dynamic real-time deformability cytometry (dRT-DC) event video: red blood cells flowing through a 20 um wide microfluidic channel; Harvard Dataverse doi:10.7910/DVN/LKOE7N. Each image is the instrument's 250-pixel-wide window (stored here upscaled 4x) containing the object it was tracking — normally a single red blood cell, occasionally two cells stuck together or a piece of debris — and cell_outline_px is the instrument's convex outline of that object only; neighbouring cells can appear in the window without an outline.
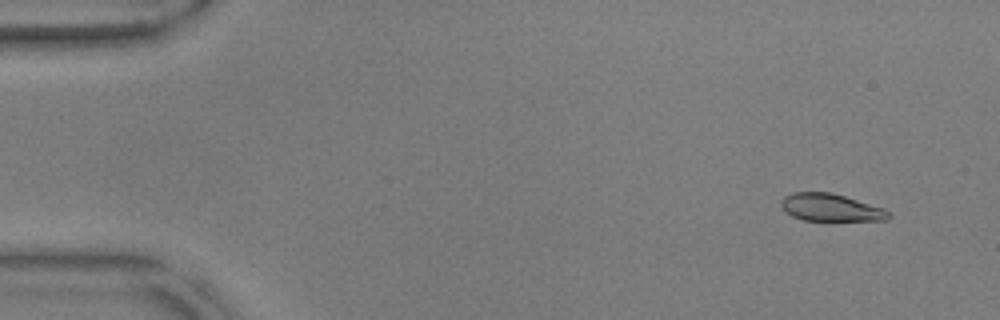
{"species": "common noctule bat (a hibernating species)", "species_latin": "Nyctalus noctula", "temperature_condition": "warm", "stored_images_in_passage": 58, "segment_of_instrument_passage": [1, 2], "camera_frame_rate_fps": 3000, "um_per_image_px": 0.085, "animal": {"sex": "male", "body_mass_g": 17.9, "forearm_length_mm": 54.2}, "frame": {"image": 1, "passage_image": 5, "time_ms": 1.333, "image_size_px": [1000, 320], "cell_outline_px": [[892, 216], [888, 220], [804, 220], [792, 216], [780, 204], [780, 200], [784, 196], [792, 192], [832, 192], [884, 208]], "centroid_in_image_um": [70.62, 17.63], "position_along_channel_um": 14.4, "area_um2": 17.11}}
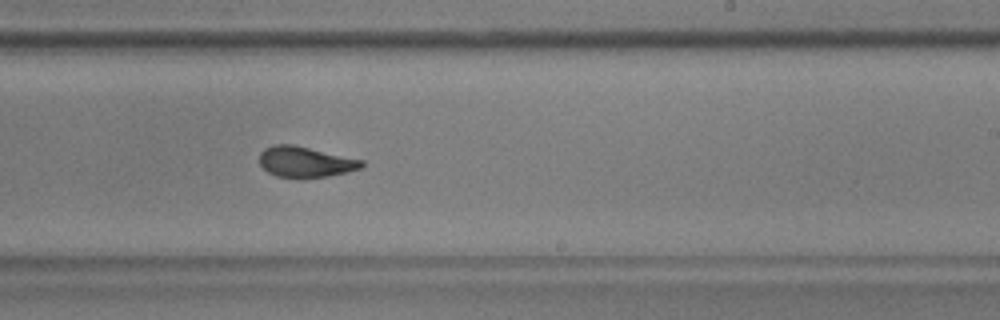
{"frame": {"image": 2, "passage_image": 35, "time_ms": 11.333, "image_size_px": [1000, 320], "cell_outline_px": [[364, 164], [360, 168], [348, 172], [328, 176], [276, 176], [268, 172], [260, 164], [260, 152], [264, 148], [276, 144], [292, 144], [364, 160]], "centroid_in_image_um": [25.96, 13.73], "position_along_channel_um": 263.0, "area_um2": 17.86}}
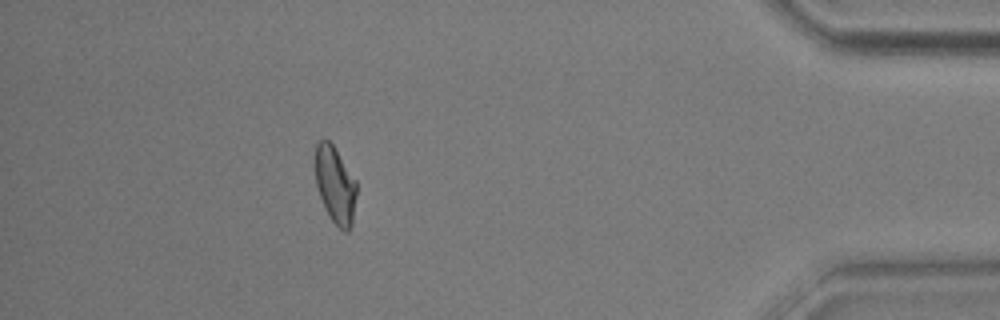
{"frame": {"image": 3, "passage_image": 51, "time_ms": 16.667, "image_size_px": [1000, 320], "cell_outline_px": [[356, 196], [352, 224], [348, 232], [344, 232], [332, 220], [320, 196], [316, 184], [316, 144], [320, 140], [328, 140], [332, 144], [356, 180]], "centroid_in_image_um": [28.51, 15.73], "position_along_channel_um": 406.7, "area_um2": 18.09}}